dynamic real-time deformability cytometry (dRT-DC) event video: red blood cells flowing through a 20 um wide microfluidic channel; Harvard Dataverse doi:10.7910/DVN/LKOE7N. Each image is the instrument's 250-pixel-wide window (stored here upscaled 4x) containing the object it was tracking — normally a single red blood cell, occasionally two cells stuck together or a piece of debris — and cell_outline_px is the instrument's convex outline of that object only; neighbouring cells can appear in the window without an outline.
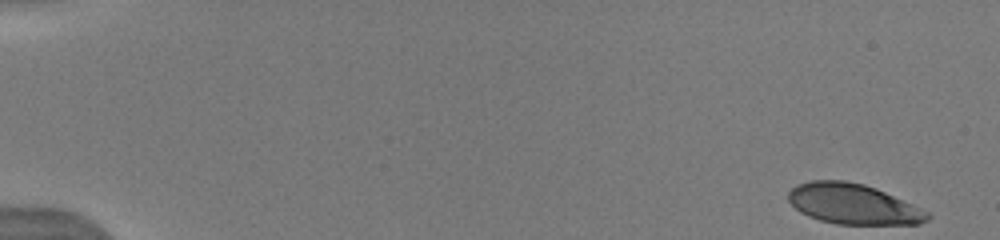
{"species": "human", "species_latin": "Homo sapiens", "temperature_condition": "warm", "stored_images_in_passage": 11, "camera_frame_rate_fps": 3000, "um_per_image_px": 0.085, "donor": {"sex": "male"}, "frame": {"image": 1, "passage_image": 1, "time_ms": 0.0, "image_size_px": [1000, 240], "cell_outline_px": [[932, 216], [928, 220], [920, 224], [836, 224], [820, 220], [808, 216], [800, 212], [788, 200], [788, 192], [796, 184], [812, 180], [844, 180], [864, 184], [876, 188], [912, 204], [928, 212]], "centroid_in_image_um": [72.51, 17.34], "position_along_channel_um": 12.5, "area_um2": 32.71}}
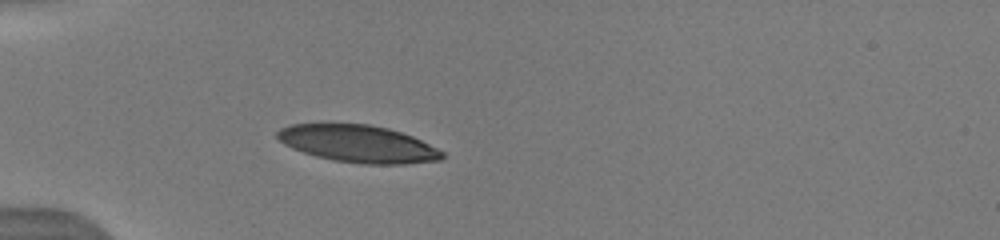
{"frame": {"image": 2, "passage_image": 9, "time_ms": 4.667, "image_size_px": [1000, 240], "cell_outline_px": [[444, 156], [440, 160], [404, 164], [360, 164], [332, 160], [316, 156], [292, 148], [284, 144], [276, 136], [276, 132], [280, 128], [292, 124], [368, 124], [388, 128], [412, 136], [444, 152]], "centroid_in_image_um": [30.43, 12.23], "position_along_channel_um": 54.6, "area_um2": 35.6}}